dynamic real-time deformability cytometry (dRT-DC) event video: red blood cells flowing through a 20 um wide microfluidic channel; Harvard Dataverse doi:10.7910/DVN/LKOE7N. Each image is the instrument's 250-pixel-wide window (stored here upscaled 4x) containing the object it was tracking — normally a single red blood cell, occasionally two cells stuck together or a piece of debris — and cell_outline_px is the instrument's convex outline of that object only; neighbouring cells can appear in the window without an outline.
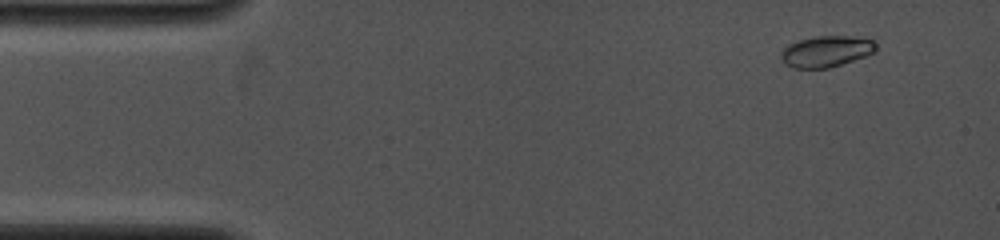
{"species": "common noctule bat (a hibernating species)", "species_latin": "Nyctalus noctula", "temperature_condition": "cold", "stored_images_in_passage": 6, "camera_frame_rate_fps": 4000, "um_per_image_px": 0.085, "animal": {"sex": "female", "body_mass_g": 19.0, "forearm_length_mm": 53.3}, "frame": {"image": 1, "passage_image": 1, "time_ms": 0.0, "image_size_px": [1000, 240], "cell_outline_px": [[876, 52], [828, 68], [792, 68], [784, 64], [780, 60], [780, 52], [788, 44], [796, 40], [816, 36], [852, 36], [872, 40], [876, 44]], "centroid_in_image_um": [70.16, 4.36], "position_along_channel_um": 14.8, "area_um2": 17.34}}
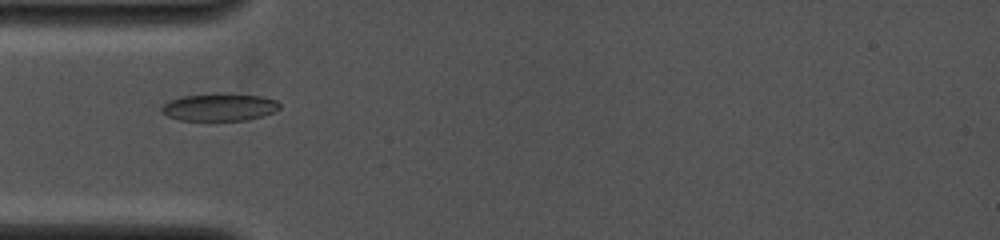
{"frame": {"image": 2, "passage_image": 5, "time_ms": 3.5, "image_size_px": [1000, 240], "cell_outline_px": [[280, 108], [272, 112], [260, 116], [244, 120], [180, 120], [168, 116], [160, 108], [164, 104], [172, 100], [184, 96], [220, 92], [228, 92], [260, 96], [276, 100], [280, 104]], "centroid_in_image_um": [18.67, 9.08], "position_along_channel_um": 66.3, "area_um2": 18.84}}
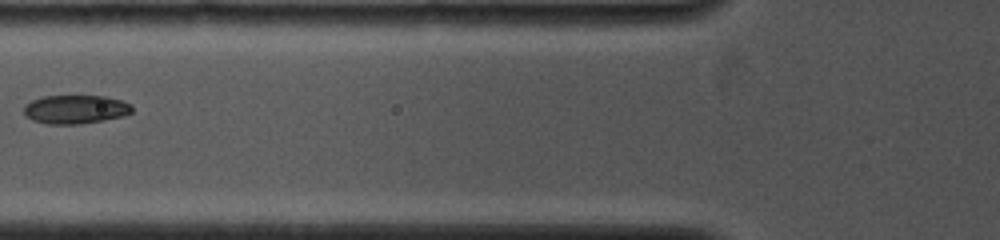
{"frame": {"image": 3, "passage_image": 6, "time_ms": 4.75, "image_size_px": [1000, 240], "cell_outline_px": [[132, 112], [124, 116], [104, 120], [80, 124], [48, 124], [32, 120], [24, 116], [24, 104], [32, 100], [44, 96], [104, 96], [120, 100], [132, 104]], "centroid_in_image_um": [6.4, 9.3], "position_along_channel_um": 119.4, "area_um2": 18.21}}